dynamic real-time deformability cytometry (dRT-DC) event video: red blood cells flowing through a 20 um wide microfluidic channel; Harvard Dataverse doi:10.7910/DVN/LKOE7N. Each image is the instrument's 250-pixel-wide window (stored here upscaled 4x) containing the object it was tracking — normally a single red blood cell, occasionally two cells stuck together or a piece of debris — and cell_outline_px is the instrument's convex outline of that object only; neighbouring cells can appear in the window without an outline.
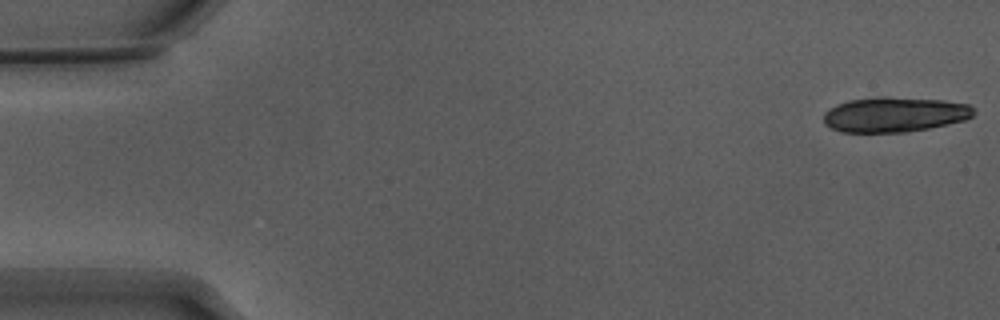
{"species": "Egyptian fruit bat (a non-hibernating species)", "species_latin": "Rousettus aegyptiacus", "temperature_condition": "warm", "stored_images_in_passage": 19, "camera_frame_rate_fps": 3000, "um_per_image_px": 0.085, "animal": {"sex": "male"}, "frame": {"image": 1, "passage_image": 1, "time_ms": 0.0, "image_size_px": [1000, 320], "cell_outline_px": [[976, 112], [972, 116], [964, 120], [948, 124], [928, 128], [904, 132], [840, 132], [824, 124], [824, 112], [828, 108], [836, 104], [848, 100], [880, 96], [888, 96], [944, 100], [968, 104]], "centroid_in_image_um": [76.01, 9.72], "position_along_channel_um": 9.0, "area_um2": 30.87}}